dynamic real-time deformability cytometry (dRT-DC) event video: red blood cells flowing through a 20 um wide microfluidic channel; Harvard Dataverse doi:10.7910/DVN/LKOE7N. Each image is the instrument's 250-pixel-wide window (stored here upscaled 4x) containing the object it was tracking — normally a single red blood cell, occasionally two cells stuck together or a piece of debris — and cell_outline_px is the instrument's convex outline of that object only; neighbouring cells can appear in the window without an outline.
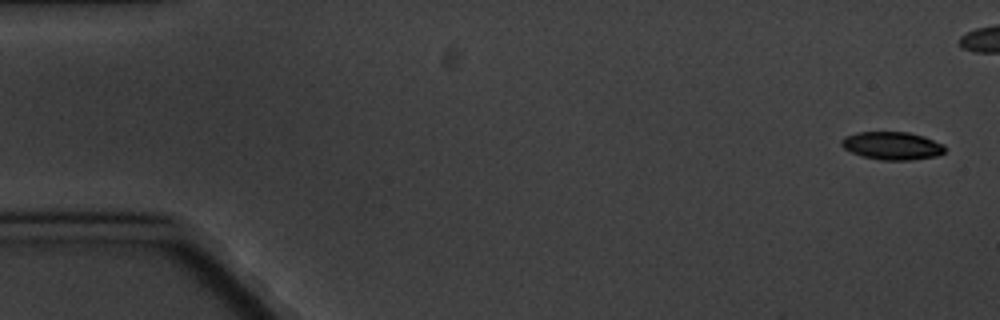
{"species": "common noctule bat (a hibernating species)", "species_latin": "Nyctalus noctula", "temperature_condition": "cold", "stored_images_in_passage": 8, "camera_frame_rate_fps": 3000, "um_per_image_px": 0.085, "animal": {"sex": "male", "body_mass_g": 20.1, "forearm_length_mm": 53.5}, "frame": {"image": 1, "passage_image": 1, "time_ms": 0.0, "image_size_px": [1000, 320], "cell_outline_px": [[944, 152], [936, 156], [912, 160], [880, 160], [864, 156], [852, 152], [844, 148], [840, 144], [840, 140], [844, 136], [856, 132], [908, 132], [924, 136], [944, 144]], "centroid_in_image_um": [75.82, 12.38], "position_along_channel_um": 9.2, "area_um2": 16.88}}